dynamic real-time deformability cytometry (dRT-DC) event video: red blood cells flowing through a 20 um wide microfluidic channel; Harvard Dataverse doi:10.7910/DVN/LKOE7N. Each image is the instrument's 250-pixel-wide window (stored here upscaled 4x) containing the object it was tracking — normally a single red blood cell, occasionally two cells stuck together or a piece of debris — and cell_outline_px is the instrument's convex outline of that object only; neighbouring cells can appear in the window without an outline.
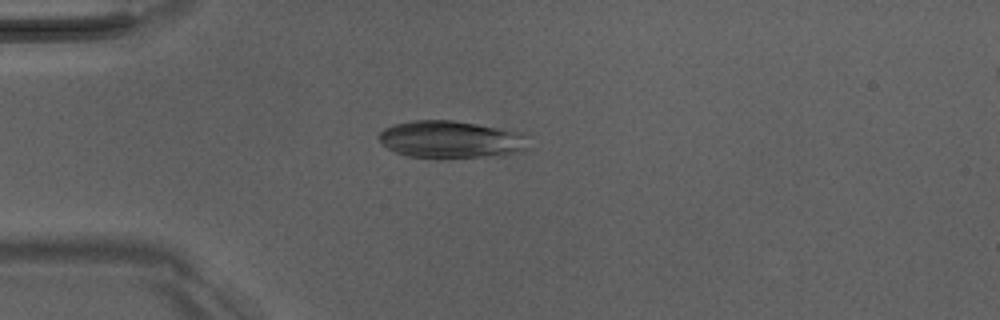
{"species": "Egyptian fruit bat (a non-hibernating species)", "species_latin": "Rousettus aegyptiacus", "temperature_condition": "room temperature", "stored_images_in_passage": 51, "camera_frame_rate_fps": 3000, "um_per_image_px": 0.085, "animal": {"sex": "male"}, "frame": {"image": 1, "passage_image": 14, "time_ms": 4.333, "image_size_px": [1000, 320], "cell_outline_px": [[532, 148], [504, 156], [444, 160], [436, 160], [408, 156], [396, 152], [388, 148], [376, 136], [384, 128], [392, 124], [412, 120], [452, 120], [476, 124], [520, 132], [528, 136]], "centroid_in_image_um": [38.38, 11.9], "position_along_channel_um": 46.6, "area_um2": 33.87}}
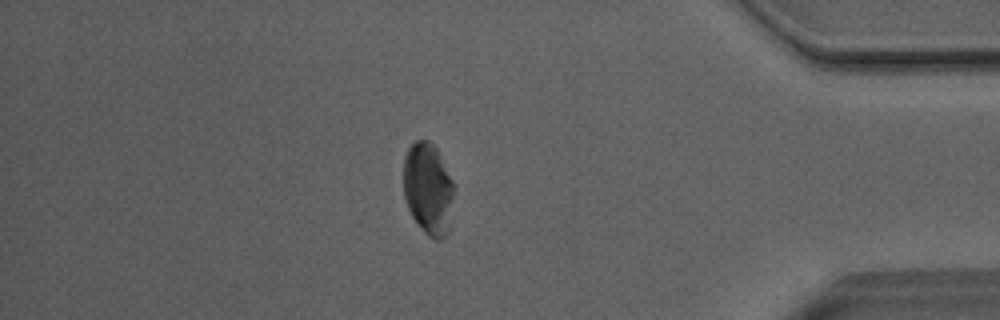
{"frame": {"image": 2, "passage_image": 44, "time_ms": 14.333, "image_size_px": [1000, 320], "cell_outline_px": [[456, 184], [448, 232], [440, 240], [436, 240], [428, 236], [416, 224], [404, 200], [404, 156], [408, 148], [416, 140], [428, 140], [436, 148]], "centroid_in_image_um": [36.41, 16.06], "position_along_channel_um": 398.8, "area_um2": 27.51}}
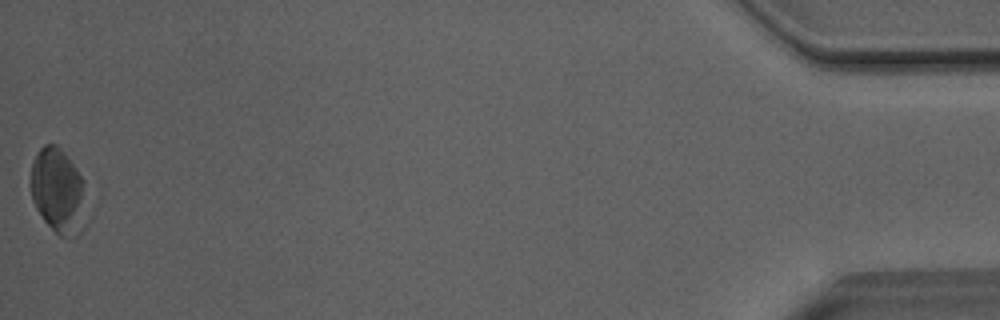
{"frame": {"image": 3, "passage_image": 51, "time_ms": 16.667, "image_size_px": [1000, 320], "cell_outline_px": [[84, 228], [76, 236], [60, 236], [44, 220], [36, 208], [32, 200], [32, 160], [36, 152], [44, 144], [56, 144], [64, 152], [84, 180]], "centroid_in_image_um": [4.94, 16.22], "position_along_channel_um": 430.3, "area_um2": 27.22}}